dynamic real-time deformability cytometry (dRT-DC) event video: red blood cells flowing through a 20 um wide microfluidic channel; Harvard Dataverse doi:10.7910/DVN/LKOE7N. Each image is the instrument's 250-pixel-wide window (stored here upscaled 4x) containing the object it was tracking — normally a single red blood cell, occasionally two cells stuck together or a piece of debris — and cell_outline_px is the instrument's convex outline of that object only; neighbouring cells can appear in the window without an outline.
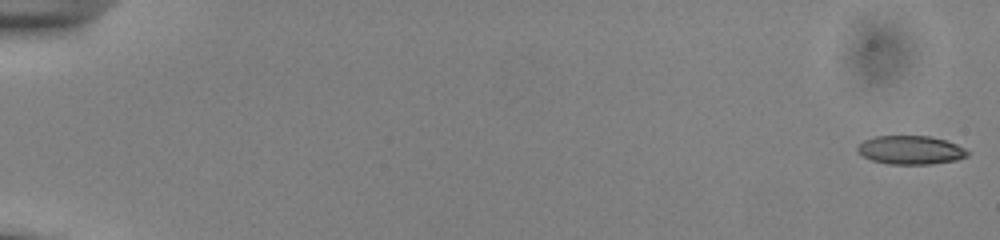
{"species": "common noctule bat (a hibernating species)", "species_latin": "Nyctalus noctula", "temperature_condition": "cold", "stored_images_in_passage": 12, "camera_frame_rate_fps": 3000, "um_per_image_px": 0.085, "animal": {"sex": "male", "body_mass_g": 13.0, "forearm_length_mm": 53.1}, "frame": {"image": 1, "passage_image": 1, "time_ms": 0.0, "image_size_px": [1000, 240], "cell_outline_px": [[968, 156], [956, 160], [932, 164], [888, 164], [872, 160], [864, 156], [856, 148], [864, 140], [876, 136], [928, 136], [944, 140], [956, 144], [964, 148], [968, 152]], "centroid_in_image_um": [77.41, 12.76], "position_along_channel_um": 7.6, "area_um2": 18.15}}